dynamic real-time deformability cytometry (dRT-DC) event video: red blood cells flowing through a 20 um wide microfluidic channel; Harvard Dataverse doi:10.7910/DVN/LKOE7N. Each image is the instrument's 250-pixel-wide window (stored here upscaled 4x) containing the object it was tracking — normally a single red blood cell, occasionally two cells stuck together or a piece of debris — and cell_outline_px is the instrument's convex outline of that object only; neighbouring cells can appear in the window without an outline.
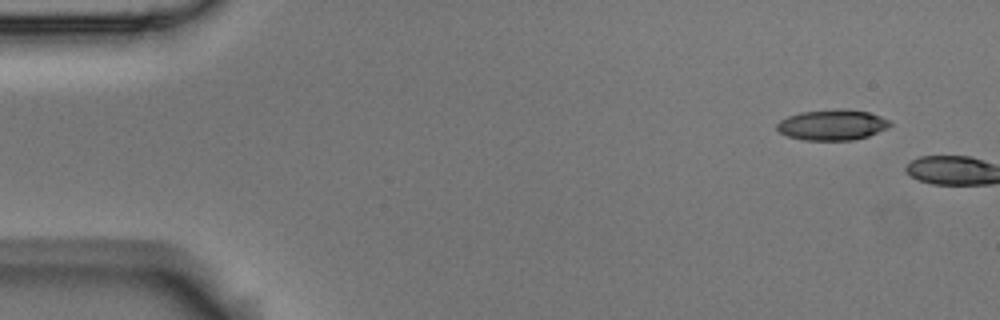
{"species": "Egyptian fruit bat (a non-hibernating species)", "species_latin": "Rousettus aegyptiacus", "temperature_condition": "room temperature", "stored_images_in_passage": 2, "camera_frame_rate_fps": 3000, "um_per_image_px": 0.085, "animal": {"sex": "male"}, "frame": {"image": 1, "passage_image": 1, "time_ms": 0.0, "image_size_px": [1000, 320], "cell_outline_px": [[892, 124], [888, 128], [868, 136], [852, 140], [804, 140], [788, 136], [780, 132], [776, 128], [776, 124], [780, 120], [788, 116], [800, 112], [844, 108], [868, 112], [892, 120]], "centroid_in_image_um": [70.77, 10.61], "position_along_channel_um": 14.2, "area_um2": 20.29}}